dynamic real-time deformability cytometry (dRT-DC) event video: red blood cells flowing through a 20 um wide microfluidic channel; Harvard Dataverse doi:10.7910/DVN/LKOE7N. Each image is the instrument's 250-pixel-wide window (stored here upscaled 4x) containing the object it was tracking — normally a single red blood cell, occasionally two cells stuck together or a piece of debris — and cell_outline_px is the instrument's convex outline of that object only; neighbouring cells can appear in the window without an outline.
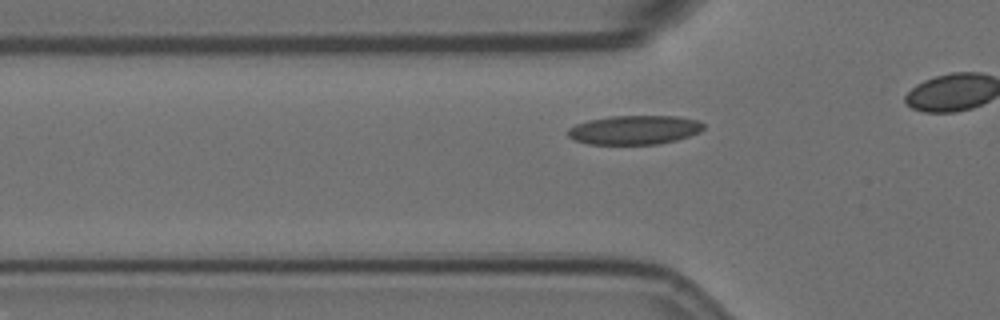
{"species": "Egyptian fruit bat (a non-hibernating species)", "species_latin": "Rousettus aegyptiacus", "temperature_condition": "room temperature", "stored_images_in_passage": 25, "camera_frame_rate_fps": 3000, "um_per_image_px": 0.085, "animal": {"sex": "female"}, "frame": {"image": 1, "passage_image": 6, "time_ms": 1.667, "image_size_px": [1000, 320], "cell_outline_px": [[704, 128], [700, 132], [676, 140], [656, 144], [588, 144], [576, 140], [568, 136], [568, 128], [576, 124], [588, 120], [612, 116], [676, 116], [700, 120], [704, 124]], "centroid_in_image_um": [53.95, 11.03], "position_along_channel_um": 71.9, "area_um2": 22.95}}
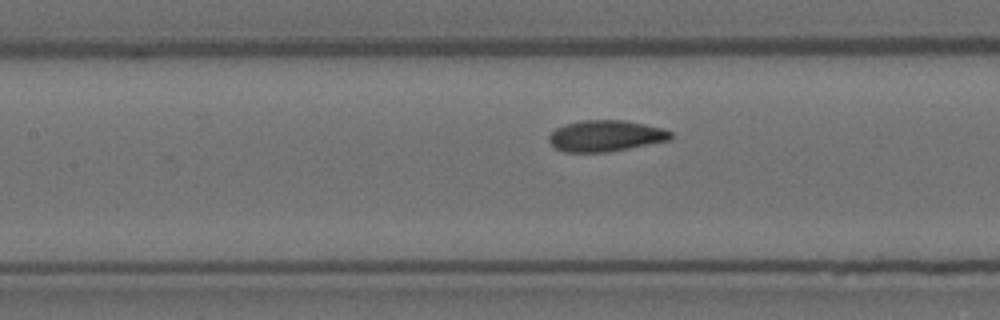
{"frame": {"image": 2, "passage_image": 13, "time_ms": 4.0, "image_size_px": [1000, 320], "cell_outline_px": [[672, 140], [608, 152], [564, 152], [556, 148], [548, 140], [548, 136], [556, 128], [564, 124], [580, 120], [624, 120], [664, 128], [672, 132]], "centroid_in_image_um": [51.5, 11.54], "position_along_channel_um": 155.9, "area_um2": 22.31}}
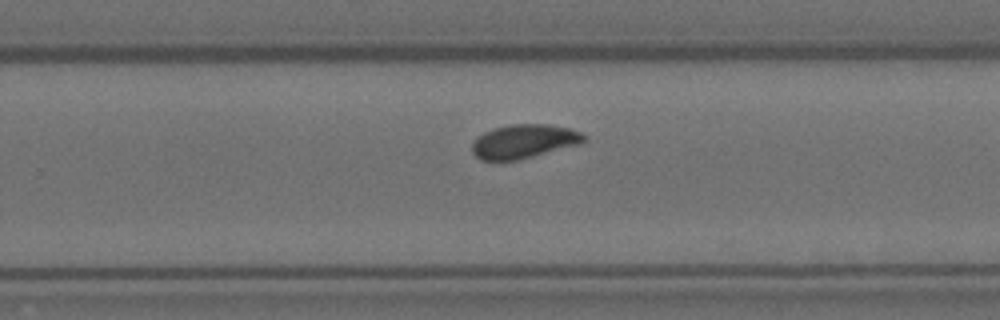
{"frame": {"image": 3, "passage_image": 24, "time_ms": 7.667, "image_size_px": [1000, 320], "cell_outline_px": [[588, 140], [580, 144], [520, 160], [480, 160], [472, 152], [472, 144], [476, 136], [492, 128], [512, 124], [548, 124], [568, 128], [580, 132], [588, 136]], "centroid_in_image_um": [44.55, 12.01], "position_along_channel_um": 285.3, "area_um2": 22.37}}